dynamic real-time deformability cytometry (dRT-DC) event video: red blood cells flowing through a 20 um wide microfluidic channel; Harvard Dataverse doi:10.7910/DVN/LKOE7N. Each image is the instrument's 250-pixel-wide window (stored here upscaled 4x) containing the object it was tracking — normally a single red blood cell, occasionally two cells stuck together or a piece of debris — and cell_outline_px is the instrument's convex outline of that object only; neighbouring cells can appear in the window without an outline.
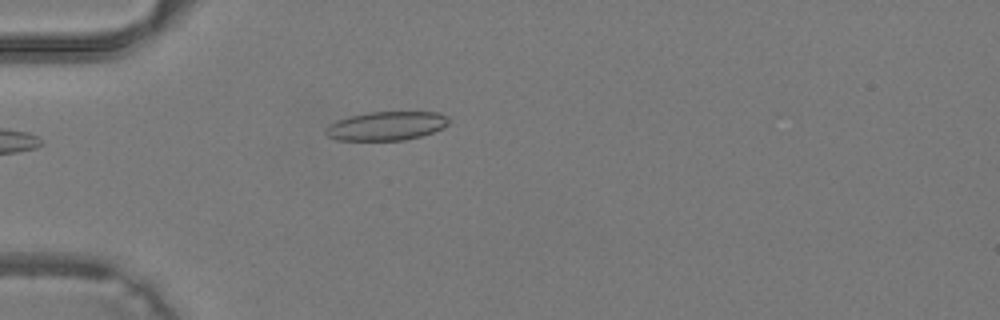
{"species": "common noctule bat (a hibernating species)", "species_latin": "Nyctalus noctula", "temperature_condition": "warm", "stored_images_in_passage": 29, "camera_frame_rate_fps": 3000, "um_per_image_px": 0.085, "animal": {"sex": "male", "body_mass_g": 19.2, "forearm_length_mm": 51.8}, "frame": {"image": 1, "passage_image": 1, "time_ms": 0.0, "image_size_px": [1000, 320], "cell_outline_px": [[452, 120], [444, 128], [420, 136], [404, 140], [336, 140], [328, 136], [324, 132], [324, 128], [328, 124], [336, 120], [368, 112], [436, 112], [448, 116]], "centroid_in_image_um": [32.85, 10.7], "position_along_channel_um": 52.2, "area_um2": 20.81}}
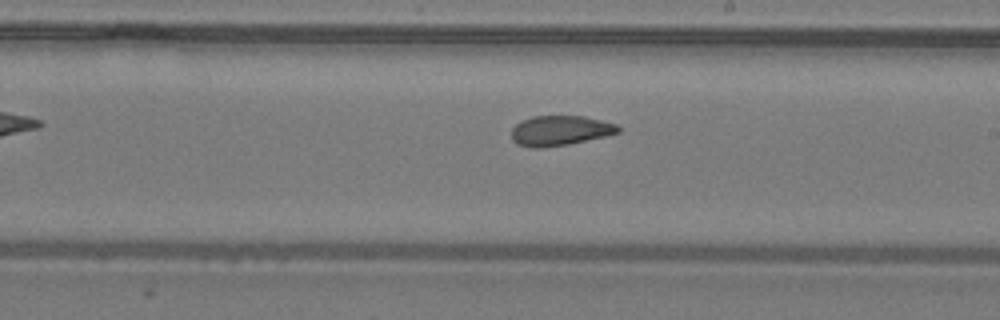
{"frame": {"image": 2, "passage_image": 13, "time_ms": 4.0, "image_size_px": [1000, 320], "cell_outline_px": [[620, 132], [604, 136], [568, 144], [540, 148], [532, 148], [516, 144], [512, 140], [512, 128], [520, 120], [532, 116], [584, 116], [616, 124], [620, 128]], "centroid_in_image_um": [47.56, 11.1], "position_along_channel_um": 241.4, "area_um2": 18.61}}
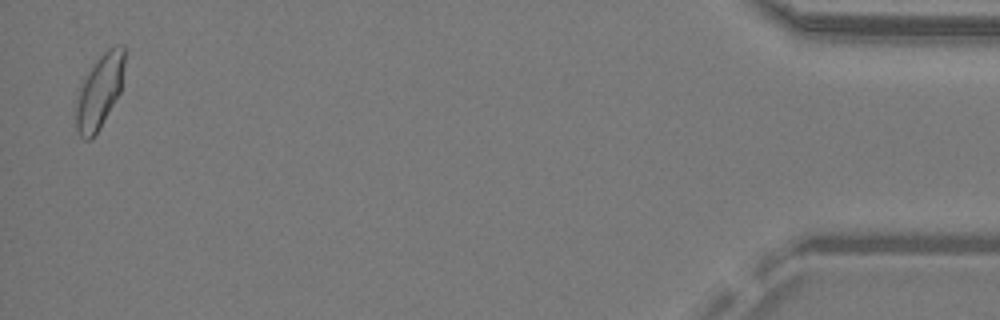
{"frame": {"image": 3, "passage_image": 29, "time_ms": 9.333, "image_size_px": [1000, 320], "cell_outline_px": [[124, 64], [120, 92], [100, 128], [92, 140], [84, 140], [76, 132], [76, 100], [84, 76], [96, 60], [108, 48], [120, 44], [124, 44]], "centroid_in_image_um": [8.44, 7.79], "position_along_channel_um": 426.8, "area_um2": 20.92}}